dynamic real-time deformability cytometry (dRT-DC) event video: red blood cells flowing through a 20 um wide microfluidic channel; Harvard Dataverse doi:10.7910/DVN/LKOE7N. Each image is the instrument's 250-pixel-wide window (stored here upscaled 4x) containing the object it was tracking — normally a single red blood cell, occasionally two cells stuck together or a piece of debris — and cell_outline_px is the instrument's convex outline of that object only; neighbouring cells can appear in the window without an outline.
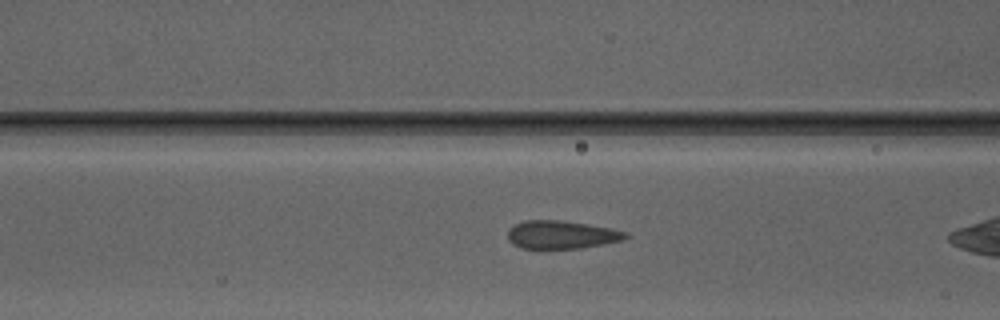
{"species": "Egyptian fruit bat (a non-hibernating species)", "species_latin": "Rousettus aegyptiacus", "temperature_condition": "warm", "stored_images_in_passage": 38, "camera_frame_rate_fps": 3000, "um_per_image_px": 0.085, "animal": {"sex": "male"}, "frame": {"image": 1, "passage_image": 18, "time_ms": 5.667, "image_size_px": [1000, 320], "cell_outline_px": [[632, 236], [620, 240], [580, 248], [520, 248], [512, 244], [508, 240], [508, 228], [524, 220], [560, 220], [608, 228], [628, 232]], "centroid_in_image_um": [47.68, 19.95], "position_along_channel_um": 118.9, "area_um2": 19.07}}
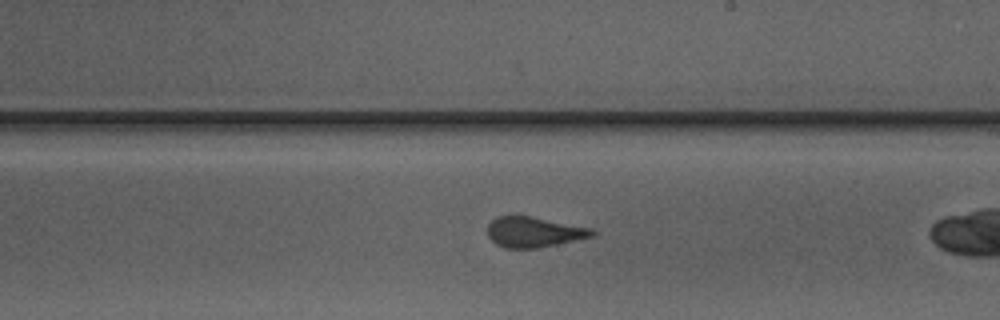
{"frame": {"image": 2, "passage_image": 27, "time_ms": 8.667, "image_size_px": [1000, 320], "cell_outline_px": [[596, 232], [592, 236], [576, 240], [540, 248], [504, 248], [496, 244], [488, 236], [488, 224], [496, 216], [532, 216], [592, 228]], "centroid_in_image_um": [45.37, 19.72], "position_along_channel_um": 243.6, "area_um2": 18.55}}
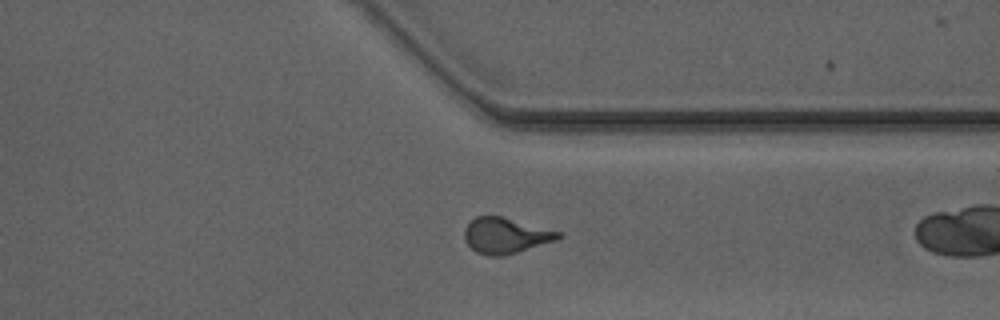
{"frame": {"image": 3, "passage_image": 36, "time_ms": 11.667, "image_size_px": [1000, 320], "cell_outline_px": [[564, 236], [556, 240], [516, 252], [500, 256], [488, 256], [476, 252], [464, 240], [464, 228], [476, 216], [500, 216], [564, 232]], "centroid_in_image_um": [42.99, 20.01], "position_along_channel_um": 368.4, "area_um2": 19.48}}